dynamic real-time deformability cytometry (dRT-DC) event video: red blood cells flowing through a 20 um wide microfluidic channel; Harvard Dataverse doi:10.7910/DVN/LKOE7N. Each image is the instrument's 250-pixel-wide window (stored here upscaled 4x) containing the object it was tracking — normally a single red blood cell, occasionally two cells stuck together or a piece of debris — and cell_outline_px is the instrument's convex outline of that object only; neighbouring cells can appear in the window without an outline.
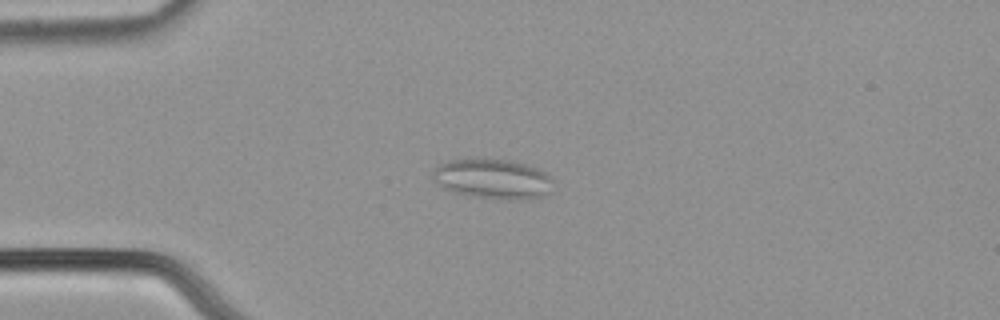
{"species": "common noctule bat (a hibernating species)", "species_latin": "Nyctalus noctula", "temperature_condition": "cold", "stored_images_in_passage": 52, "camera_frame_rate_fps": 3000, "um_per_image_px": 0.085, "animal": {"sex": "male", "body_mass_g": 21.5, "forearm_length_mm": 52.0}, "frame": {"image": 1, "passage_image": 11, "time_ms": 3.333, "image_size_px": [1000, 320], "cell_outline_px": [[552, 180], [548, 192], [544, 196], [528, 200], [500, 200], [468, 196], [444, 188], [432, 180], [432, 172], [440, 164], [448, 160], [476, 156], [508, 160], [524, 164], [536, 168], [552, 176]], "centroid_in_image_um": [41.85, 15.19], "position_along_channel_um": 43.1, "area_um2": 28.78}}
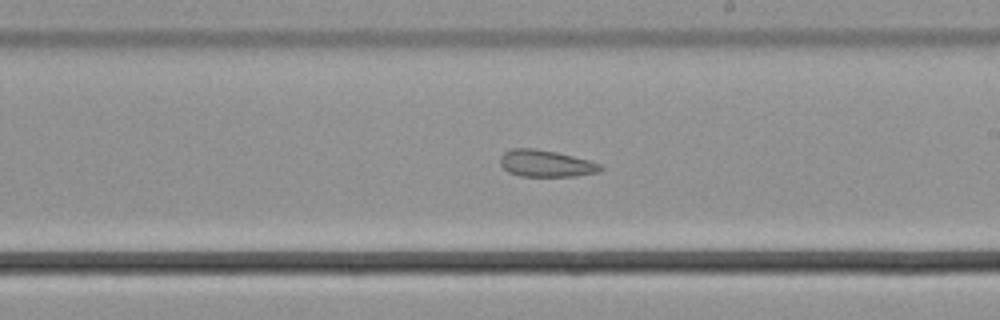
{"frame": {"image": 2, "passage_image": 29, "time_ms": 9.333, "image_size_px": [1000, 320], "cell_outline_px": [[604, 168], [600, 172], [576, 176], [520, 176], [508, 172], [500, 164], [500, 156], [504, 152], [512, 148], [532, 148], [556, 152], [588, 160], [600, 164]], "centroid_in_image_um": [46.39, 13.9], "position_along_channel_um": 242.6, "area_um2": 15.66}}
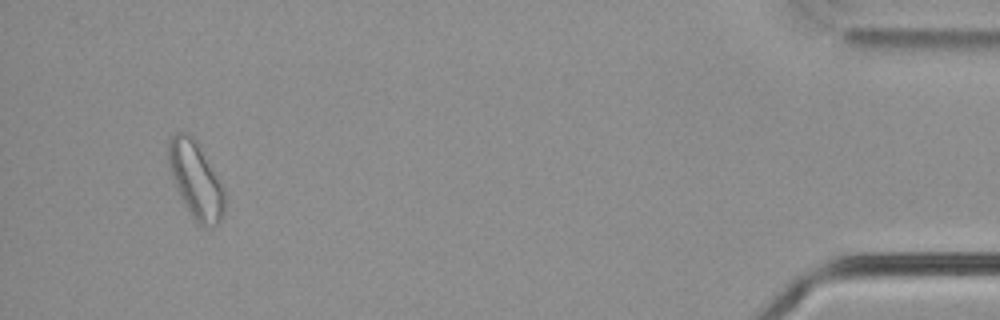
{"frame": {"image": 3, "passage_image": 49, "time_ms": 16.0, "image_size_px": [1000, 320], "cell_outline_px": [[224, 212], [220, 220], [216, 224], [204, 228], [192, 216], [180, 196], [176, 188], [168, 164], [168, 140], [176, 132], [188, 132], [196, 140], [224, 188]], "centroid_in_image_um": [16.63, 15.27], "position_along_channel_um": 418.6, "area_um2": 24.74}, "authors_computed_cell_mechanics": {"area_um2": 20.6057, "velocity_mm_per_s": 3.7665, "shape_relaxation_time_tau1_ms": null, "shape_relaxation_time_tau2_ms": 3.7732, "deformation_change_tau1": null, "deformation_change_tau2": 0.1109}}